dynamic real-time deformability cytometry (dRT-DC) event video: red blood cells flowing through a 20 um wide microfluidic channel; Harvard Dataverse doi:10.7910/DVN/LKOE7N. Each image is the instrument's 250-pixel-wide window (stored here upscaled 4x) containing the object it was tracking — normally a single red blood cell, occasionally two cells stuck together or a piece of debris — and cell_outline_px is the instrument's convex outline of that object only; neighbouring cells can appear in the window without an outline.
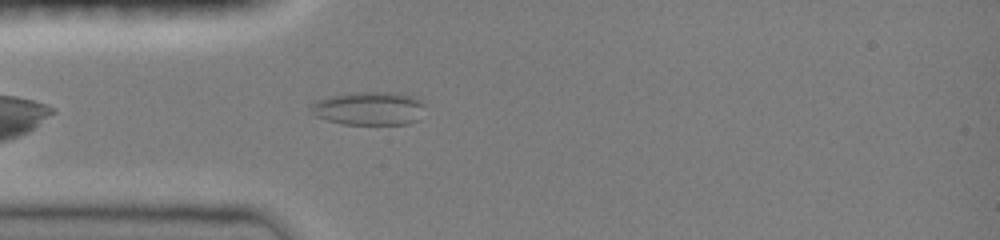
{"species": "common noctule bat (a hibernating species)", "species_latin": "Nyctalus noctula", "temperature_condition": "room temperature", "stored_images_in_passage": 1, "camera_frame_rate_fps": 3000, "um_per_image_px": 0.085, "animal": {"sex": "female", "body_mass_g": 19.0, "forearm_length_mm": 51.5}, "frame": {"image": 1, "passage_image": 1, "time_ms": 0.0, "image_size_px": [1000, 240], "cell_outline_px": [[424, 104], [420, 120], [408, 124], [344, 124], [328, 120], [316, 116], [308, 112], [308, 104], [316, 100], [332, 96], [352, 92], [400, 92], [412, 96], [420, 100]], "centroid_in_image_um": [31.34, 9.21], "position_along_channel_um": 53.7, "area_um2": 22.6}}